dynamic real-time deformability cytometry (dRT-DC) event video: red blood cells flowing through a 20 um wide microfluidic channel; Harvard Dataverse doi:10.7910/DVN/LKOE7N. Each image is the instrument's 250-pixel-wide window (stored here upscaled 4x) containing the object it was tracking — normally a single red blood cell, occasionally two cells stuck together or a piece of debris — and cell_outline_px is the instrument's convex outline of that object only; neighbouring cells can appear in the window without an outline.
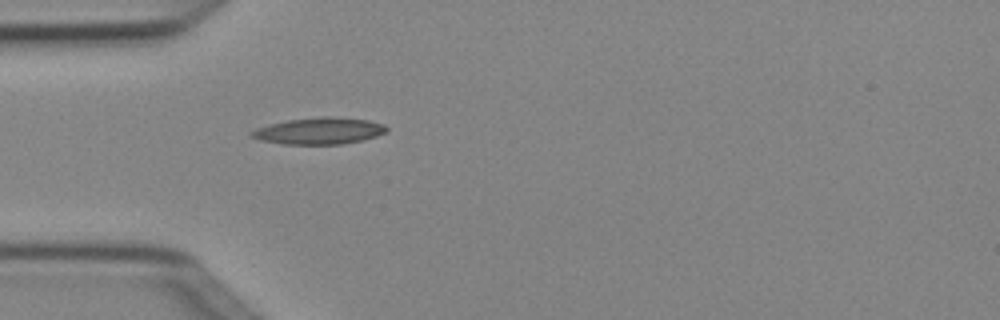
{"species": "Egyptian fruit bat (a non-hibernating species)", "species_latin": "Rousettus aegyptiacus", "temperature_condition": "cold", "stored_images_in_passage": 1, "camera_frame_rate_fps": 3000, "um_per_image_px": 0.085, "animal": {"sex": "female"}, "frame": {"image": 1, "passage_image": 1, "time_ms": 0.0, "image_size_px": [1000, 320], "cell_outline_px": [[388, 128], [384, 132], [376, 136], [364, 140], [340, 144], [280, 144], [260, 140], [248, 136], [248, 132], [256, 128], [268, 124], [288, 120], [320, 116], [332, 116], [368, 120], [384, 124]], "centroid_in_image_um": [27.07, 11.12], "position_along_channel_um": 57.9, "area_um2": 21.15}}